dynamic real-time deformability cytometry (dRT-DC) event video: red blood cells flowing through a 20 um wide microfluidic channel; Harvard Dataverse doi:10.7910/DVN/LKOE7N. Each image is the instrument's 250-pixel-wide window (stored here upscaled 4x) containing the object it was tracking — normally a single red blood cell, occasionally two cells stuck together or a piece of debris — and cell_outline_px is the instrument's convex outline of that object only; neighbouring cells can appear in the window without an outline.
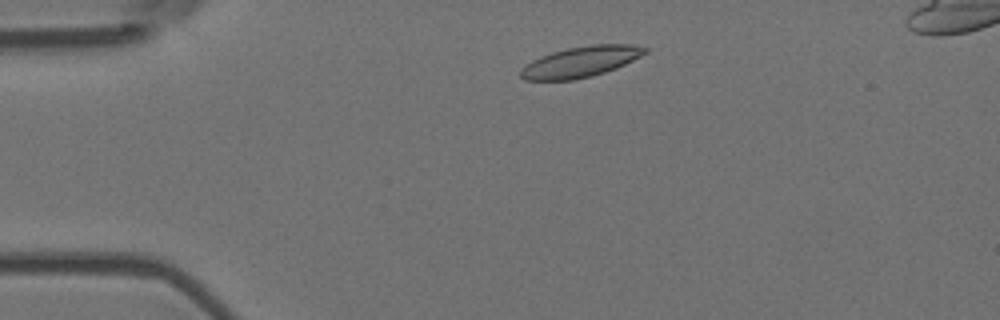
{"species": "Egyptian fruit bat (a non-hibernating species)", "species_latin": "Rousettus aegyptiacus", "temperature_condition": "room temperature", "stored_images_in_passage": 4, "camera_frame_rate_fps": 3000, "um_per_image_px": 0.085, "animal": {"sex": "female"}, "frame": {"image": 1, "passage_image": 2, "time_ms": 0.333, "image_size_px": [1000, 320], "cell_outline_px": [[648, 52], [616, 68], [592, 76], [576, 80], [524, 80], [520, 76], [520, 72], [524, 64], [540, 56], [552, 52], [568, 48], [592, 44], [632, 44], [648, 48]], "centroid_in_image_um": [49.34, 5.25], "position_along_channel_um": 35.7, "area_um2": 22.31}}